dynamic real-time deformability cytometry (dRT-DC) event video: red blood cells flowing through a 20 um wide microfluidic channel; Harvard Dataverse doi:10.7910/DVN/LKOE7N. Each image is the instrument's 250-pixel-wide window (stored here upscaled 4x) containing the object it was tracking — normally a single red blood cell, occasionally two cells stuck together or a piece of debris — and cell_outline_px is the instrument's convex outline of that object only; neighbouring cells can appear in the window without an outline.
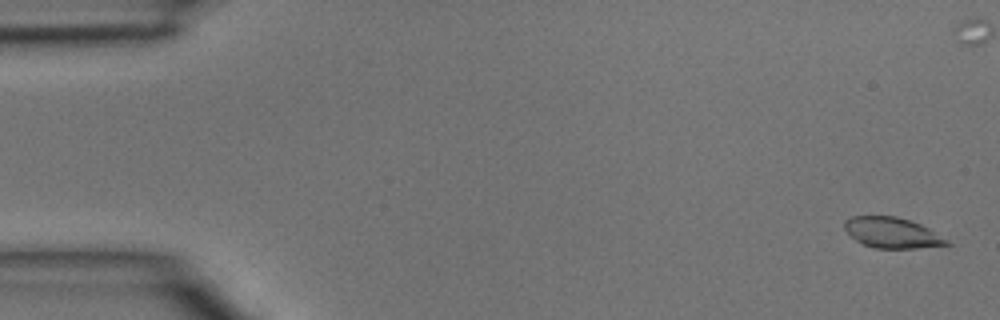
{"species": "common noctule bat (a hibernating species)", "species_latin": "Nyctalus noctula", "temperature_condition": "room temperature", "stored_images_in_passage": 47, "camera_frame_rate_fps": 3000, "um_per_image_px": 0.085, "animal": {"sex": "male", "body_mass_g": 15.6}, "frame": {"image": 1, "passage_image": 2, "time_ms": 0.333, "image_size_px": [1000, 320], "cell_outline_px": [[952, 244], [916, 248], [876, 248], [864, 244], [856, 240], [844, 228], [844, 220], [852, 216], [896, 216], [920, 224], [928, 228]], "centroid_in_image_um": [75.79, 19.77], "position_along_channel_um": 9.2, "area_um2": 17.86}}
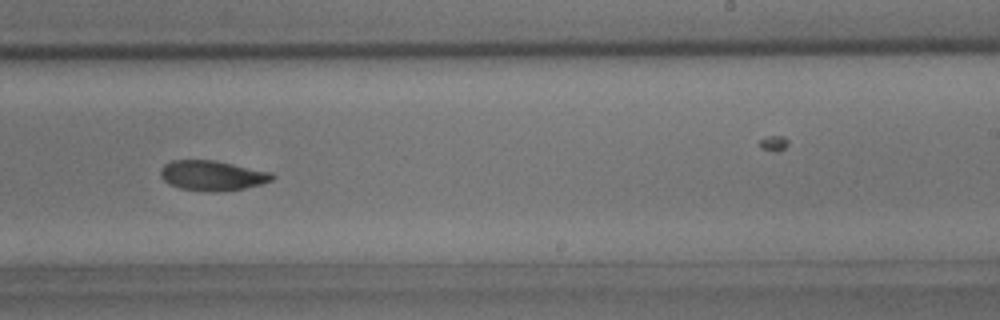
{"frame": {"image": 2, "passage_image": 29, "time_ms": 9.333, "image_size_px": [1000, 320], "cell_outline_px": [[276, 176], [272, 180], [260, 184], [244, 188], [212, 192], [180, 188], [164, 180], [160, 176], [160, 168], [164, 164], [172, 160], [216, 160], [272, 172]], "centroid_in_image_um": [18.05, 14.9], "position_along_channel_um": 270.9, "area_um2": 19.48}}
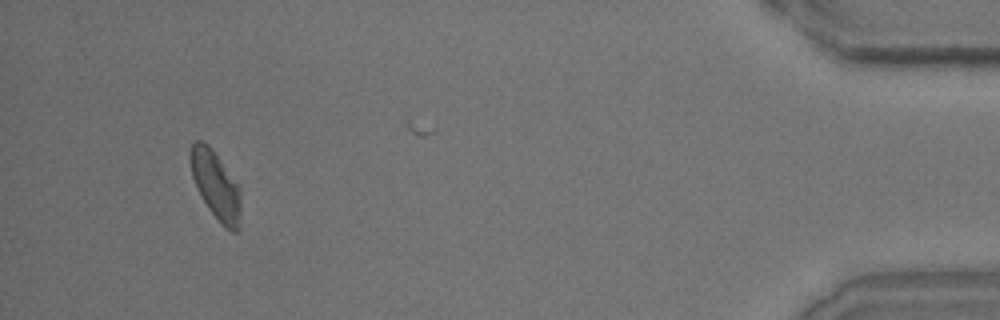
{"frame": {"image": 3, "passage_image": 44, "time_ms": 14.333, "image_size_px": [1000, 320], "cell_outline_px": [[240, 228], [236, 232], [232, 232], [224, 228], [208, 208], [192, 176], [188, 152], [192, 144], [196, 140], [200, 140], [208, 144], [212, 148], [240, 188]], "centroid_in_image_um": [18.34, 15.75], "position_along_channel_um": 416.9, "area_um2": 19.94}}